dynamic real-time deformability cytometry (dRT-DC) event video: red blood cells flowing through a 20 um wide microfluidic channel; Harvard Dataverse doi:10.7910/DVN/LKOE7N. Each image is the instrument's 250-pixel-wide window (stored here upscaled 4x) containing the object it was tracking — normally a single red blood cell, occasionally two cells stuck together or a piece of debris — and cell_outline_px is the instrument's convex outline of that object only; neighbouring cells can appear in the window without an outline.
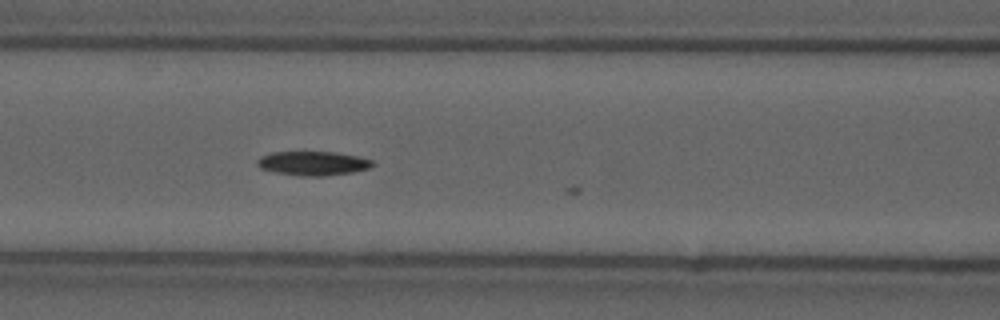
{"species": "common noctule bat (a hibernating species)", "species_latin": "Nyctalus noctula", "temperature_condition": "cold", "stored_images_in_passage": 7, "camera_frame_rate_fps": 3000, "um_per_image_px": 0.085, "animal": {"sex": "male", "forearm_length_mm": 52.5}, "frame": {"image": 1, "passage_image": 6, "time_ms": 1.667, "image_size_px": [1000, 320], "cell_outline_px": [[376, 164], [368, 168], [352, 172], [324, 176], [304, 176], [276, 172], [260, 168], [256, 164], [256, 160], [260, 156], [272, 152], [332, 152], [356, 156], [372, 160]], "centroid_in_image_um": [26.57, 13.88], "position_along_channel_um": 140.0, "area_um2": 16.07}}